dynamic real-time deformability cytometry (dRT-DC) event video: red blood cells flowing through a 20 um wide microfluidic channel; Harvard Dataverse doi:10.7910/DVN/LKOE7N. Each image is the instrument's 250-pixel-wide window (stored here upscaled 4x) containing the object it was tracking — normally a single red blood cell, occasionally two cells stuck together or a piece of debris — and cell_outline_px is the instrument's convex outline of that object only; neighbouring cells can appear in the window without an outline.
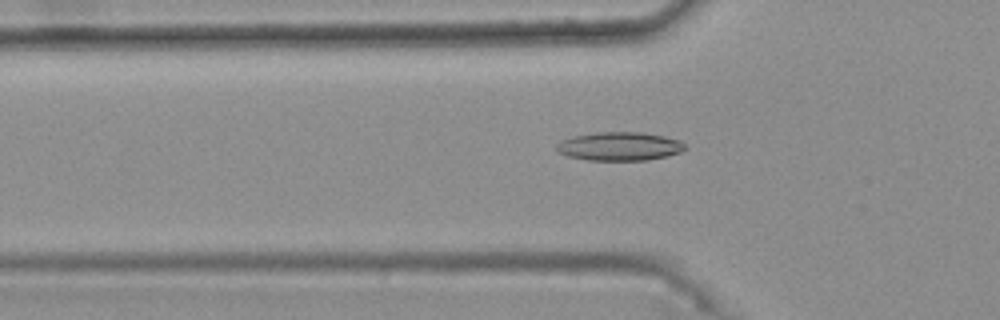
{"species": "common noctule bat (a hibernating species)", "species_latin": "Nyctalus noctula", "temperature_condition": "warm", "stored_images_in_passage": 41, "camera_frame_rate_fps": 3000, "um_per_image_px": 0.085, "animal": {"sex": "female", "body_mass_g": 25.1}, "frame": {"image": 1, "passage_image": 10, "time_ms": 3.0, "image_size_px": [1000, 320], "cell_outline_px": [[688, 148], [680, 152], [648, 160], [588, 160], [568, 156], [560, 152], [556, 148], [556, 144], [560, 140], [592, 132], [644, 132], [664, 136], [680, 140]], "centroid_in_image_um": [52.67, 12.43], "position_along_channel_um": 73.1, "area_um2": 21.39}}
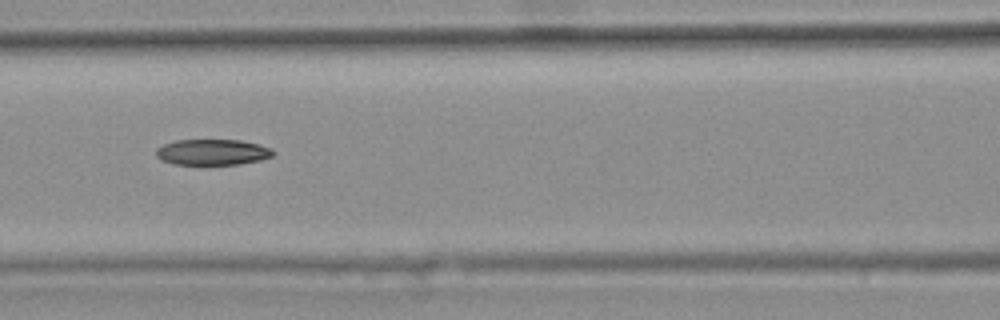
{"frame": {"image": 2, "passage_image": 16, "time_ms": 5.0, "image_size_px": [1000, 320], "cell_outline_px": [[276, 152], [272, 156], [260, 160], [240, 164], [172, 164], [160, 160], [156, 156], [156, 148], [164, 144], [176, 140], [240, 140], [272, 148]], "centroid_in_image_um": [18.04, 12.93], "position_along_channel_um": 148.6, "area_um2": 17.63}}
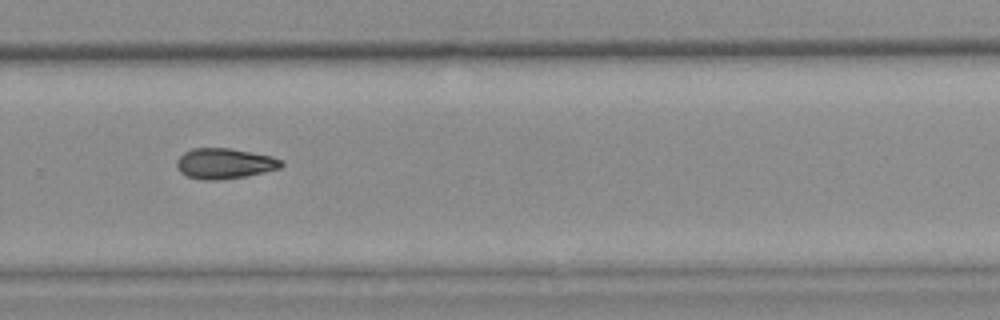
{"frame": {"image": 3, "passage_image": 29, "time_ms": 9.333, "image_size_px": [1000, 320], "cell_outline_px": [[284, 164], [280, 168], [264, 172], [244, 176], [220, 180], [204, 180], [188, 176], [180, 172], [176, 164], [176, 160], [184, 152], [192, 148], [228, 148], [272, 156], [280, 160]], "centroid_in_image_um": [19.06, 13.89], "position_along_channel_um": 310.7, "area_um2": 18.44}}